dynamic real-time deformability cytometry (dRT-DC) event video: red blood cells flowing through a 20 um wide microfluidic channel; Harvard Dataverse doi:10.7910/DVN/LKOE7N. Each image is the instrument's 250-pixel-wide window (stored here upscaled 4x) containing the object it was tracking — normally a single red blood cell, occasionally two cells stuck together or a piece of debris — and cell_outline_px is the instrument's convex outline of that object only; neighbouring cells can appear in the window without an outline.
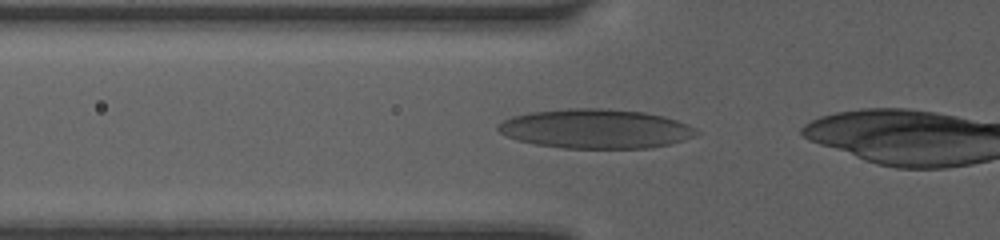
{"species": "human", "species_latin": "Homo sapiens", "temperature_condition": "room temperature", "stored_images_in_passage": 6, "camera_frame_rate_fps": 3000, "um_per_image_px": 0.085, "donor": {"sex": "female"}, "frame": {"image": 1, "passage_image": 4, "time_ms": 2.0, "image_size_px": [1000, 240], "cell_outline_px": [[700, 132], [684, 140], [668, 144], [648, 148], [564, 148], [536, 144], [516, 140], [504, 136], [496, 128], [496, 124], [512, 116], [528, 112], [568, 108], [600, 108], [644, 112], [664, 116], [688, 124]], "centroid_in_image_um": [50.58, 10.94], "position_along_channel_um": 75.2, "area_um2": 45.55}}